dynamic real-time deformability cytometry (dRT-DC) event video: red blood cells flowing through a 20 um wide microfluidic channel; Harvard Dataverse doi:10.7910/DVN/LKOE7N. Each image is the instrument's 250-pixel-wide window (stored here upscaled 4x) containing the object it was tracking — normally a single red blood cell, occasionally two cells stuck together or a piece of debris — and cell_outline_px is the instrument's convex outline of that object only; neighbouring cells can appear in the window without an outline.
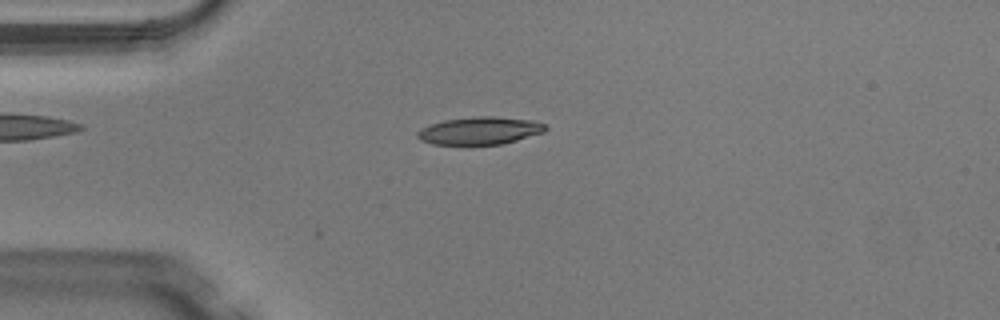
{"species": "Egyptian fruit bat (a non-hibernating species)", "species_latin": "Rousettus aegyptiacus", "temperature_condition": "warm", "stored_images_in_passage": 37, "camera_frame_rate_fps": 3000, "um_per_image_px": 0.085, "animal": {"sex": "male"}, "frame": {"image": 1, "passage_image": 1, "time_ms": 0.0, "image_size_px": [1000, 320], "cell_outline_px": [[548, 128], [544, 132], [504, 144], [432, 144], [420, 140], [416, 136], [416, 132], [420, 128], [444, 120], [476, 116], [492, 116], [528, 120], [544, 124]], "centroid_in_image_um": [40.75, 11.11], "position_along_channel_um": 44.2, "area_um2": 20.46}}
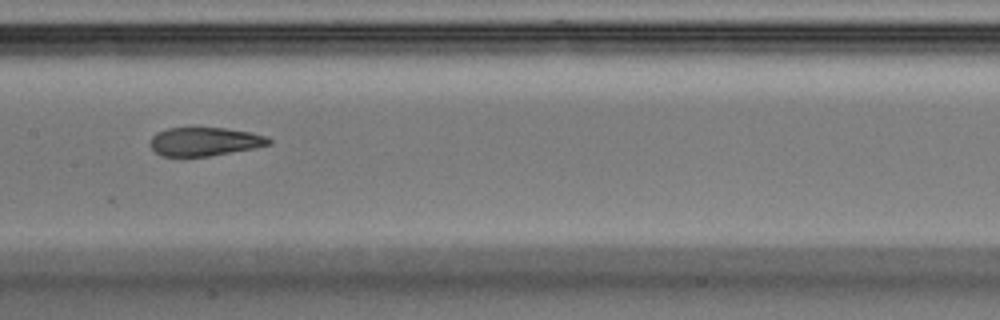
{"frame": {"image": 2, "passage_image": 13, "time_ms": 4.0, "image_size_px": [1000, 320], "cell_outline_px": [[272, 144], [256, 148], [208, 156], [164, 156], [156, 152], [148, 144], [152, 136], [156, 132], [168, 128], [192, 124], [224, 128], [252, 132], [268, 136], [272, 140]], "centroid_in_image_um": [17.4, 11.98], "position_along_channel_um": 190.0, "area_um2": 20.69}}
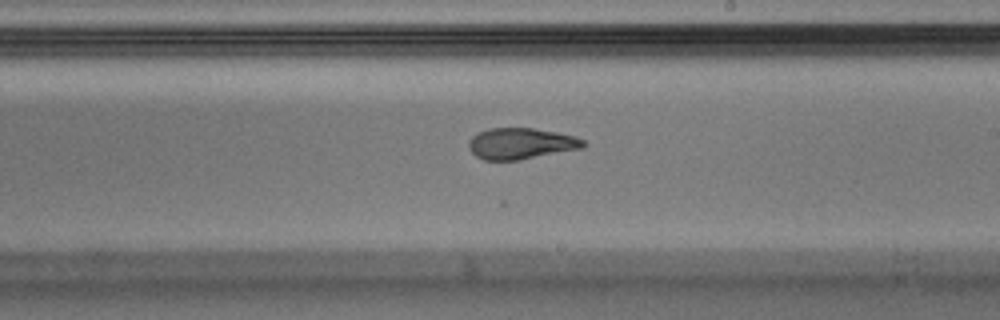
{"frame": {"image": 3, "passage_image": 17, "time_ms": 5.333, "image_size_px": [1000, 320], "cell_outline_px": [[588, 144], [584, 148], [520, 160], [484, 160], [476, 156], [472, 152], [468, 144], [472, 136], [488, 128], [532, 128], [556, 132], [576, 136], [584, 140]], "centroid_in_image_um": [44.33, 12.21], "position_along_channel_um": 244.7, "area_um2": 20.92}, "authors_computed_cell_mechanics": {"area_um2": 21.386, "velocity_mm_per_s": 4.1237, "shape_relaxation_time_tau1_ms": null, "shape_relaxation_time_tau2_ms": 1.7535, "deformation_change_tau1": null, "deformation_change_tau2": 0.0882}}